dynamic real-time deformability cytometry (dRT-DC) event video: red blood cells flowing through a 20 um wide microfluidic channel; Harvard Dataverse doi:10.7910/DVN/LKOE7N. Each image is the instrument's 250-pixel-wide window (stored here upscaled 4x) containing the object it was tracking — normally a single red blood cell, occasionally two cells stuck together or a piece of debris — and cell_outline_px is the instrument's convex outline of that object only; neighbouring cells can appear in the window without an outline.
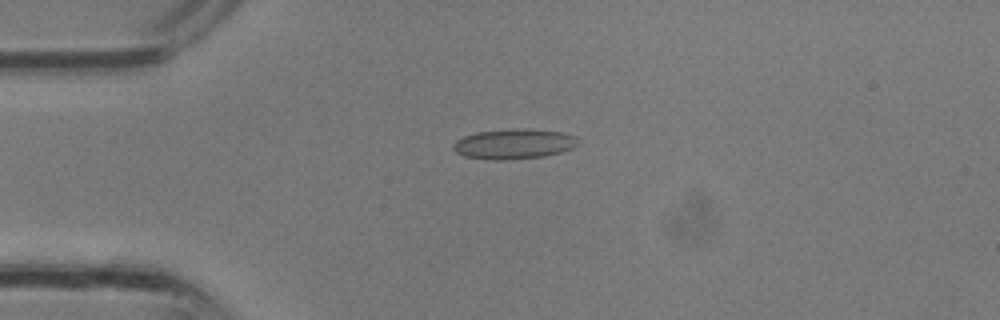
{"species": "common noctule bat (a hibernating species)", "species_latin": "Nyctalus noctula", "temperature_condition": "room temperature", "stored_images_in_passage": 3, "camera_frame_rate_fps": 3000, "um_per_image_px": 0.085, "animal": {"sex": "male", "body_mass_g": 13.3}, "frame": {"image": 1, "passage_image": 3, "time_ms": 0.667, "image_size_px": [1000, 320], "cell_outline_px": [[580, 144], [572, 148], [560, 152], [544, 156], [504, 160], [492, 160], [464, 156], [456, 152], [452, 148], [452, 144], [456, 140], [464, 136], [476, 132], [516, 128], [524, 128], [564, 132], [576, 136], [580, 140]], "centroid_in_image_um": [43.7, 12.22], "position_along_channel_um": 41.3, "area_um2": 22.14}}